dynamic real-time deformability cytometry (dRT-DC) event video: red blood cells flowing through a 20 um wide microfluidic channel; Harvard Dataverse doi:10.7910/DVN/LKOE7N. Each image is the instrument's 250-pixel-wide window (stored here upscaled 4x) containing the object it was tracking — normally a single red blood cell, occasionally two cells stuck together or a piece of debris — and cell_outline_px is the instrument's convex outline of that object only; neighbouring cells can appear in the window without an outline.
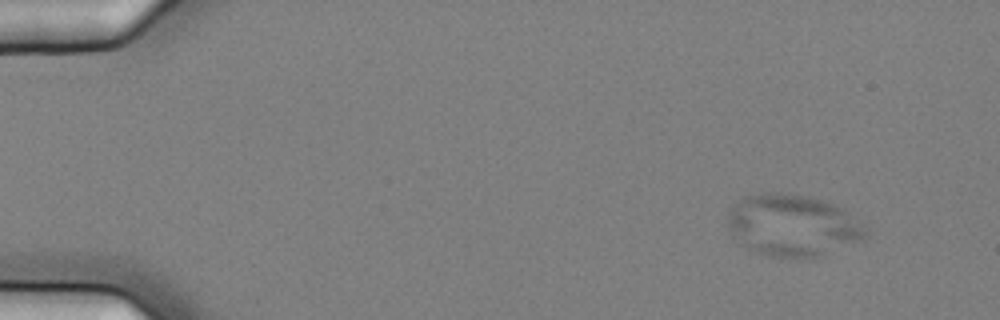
{"species": "common noctule bat (a hibernating species)", "species_latin": "Nyctalus noctula", "temperature_condition": "cold", "stored_images_in_passage": 4, "camera_frame_rate_fps": 3000, "um_per_image_px": 0.085, "animal": {"sex": "female", "body_mass_g": 25.1}, "frame": {"image": 1, "passage_image": 1, "time_ms": 0.0, "image_size_px": [1000, 320], "cell_outline_px": [[868, 232], [860, 240], [824, 256], [772, 256], [748, 248], [740, 244], [732, 236], [728, 228], [728, 212], [744, 196], [760, 192], [780, 192], [808, 196], [824, 200], [844, 208]], "centroid_in_image_um": [67.34, 19.13], "position_along_channel_um": 17.7, "area_um2": 49.3}}